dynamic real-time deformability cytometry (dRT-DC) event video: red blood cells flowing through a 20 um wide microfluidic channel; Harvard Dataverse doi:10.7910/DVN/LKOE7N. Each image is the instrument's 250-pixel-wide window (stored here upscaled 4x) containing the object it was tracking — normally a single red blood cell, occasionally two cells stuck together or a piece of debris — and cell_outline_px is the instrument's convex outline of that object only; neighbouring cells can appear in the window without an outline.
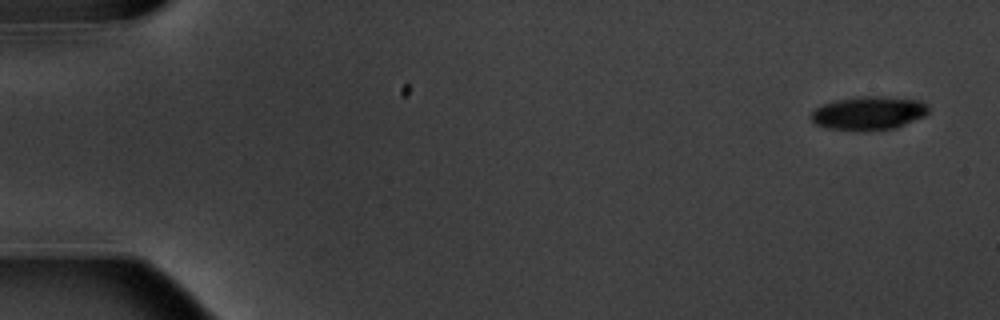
{"species": "common noctule bat (a hibernating species)", "species_latin": "Nyctalus noctula", "temperature_condition": "warm", "stored_images_in_passage": 6, "segment_of_instrument_passage": [1, 2], "camera_frame_rate_fps": 3000, "um_per_image_px": 0.085, "animal": {"sex": "male", "body_mass_g": 20.1, "forearm_length_mm": 53.5}, "frame": {"image": 1, "passage_image": 1, "time_ms": 0.0, "image_size_px": [1000, 320], "cell_outline_px": [[928, 112], [924, 116], [896, 128], [868, 132], [860, 132], [828, 128], [816, 124], [808, 116], [816, 108], [824, 104], [836, 100], [860, 96], [880, 96], [920, 100], [928, 108]], "centroid_in_image_um": [73.81, 9.64], "position_along_channel_um": 11.2, "area_um2": 23.18}}
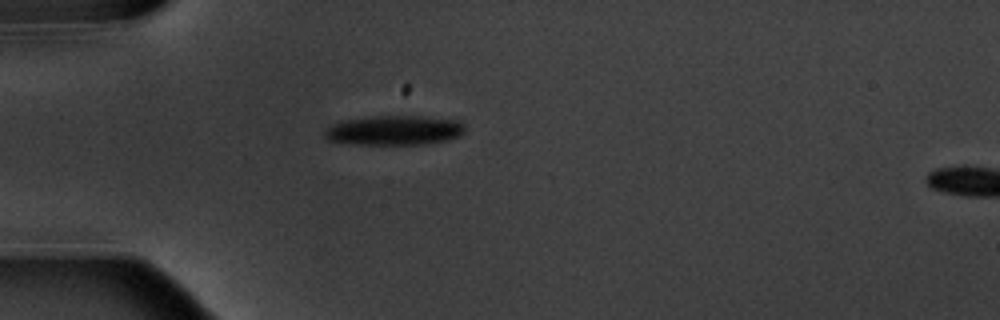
{"frame": {"image": 2, "passage_image": 5, "time_ms": 4.667, "image_size_px": [1000, 320], "cell_outline_px": [[464, 132], [460, 136], [448, 140], [424, 144], [356, 144], [328, 140], [324, 136], [324, 132], [332, 124], [344, 120], [372, 116], [420, 116], [460, 120], [464, 124]], "centroid_in_image_um": [33.55, 11.07], "position_along_channel_um": 51.4, "area_um2": 24.22}}